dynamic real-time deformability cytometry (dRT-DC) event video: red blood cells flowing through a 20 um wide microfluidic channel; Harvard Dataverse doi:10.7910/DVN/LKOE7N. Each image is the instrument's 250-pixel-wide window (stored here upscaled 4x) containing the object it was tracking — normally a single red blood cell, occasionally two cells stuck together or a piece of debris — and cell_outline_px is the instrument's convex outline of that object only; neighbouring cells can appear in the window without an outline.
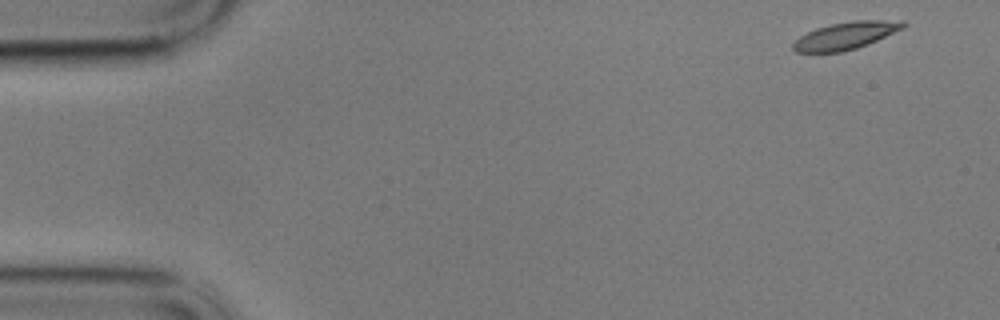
{"species": "common noctule bat (a hibernating species)", "species_latin": "Nyctalus noctula", "temperature_condition": "cold", "stored_images_in_passage": 13, "camera_frame_rate_fps": 3000, "um_per_image_px": 0.085, "animal": {"sex": "male", "body_mass_g": 17.9}, "frame": {"image": 1, "passage_image": 1, "time_ms": 0.0, "image_size_px": [1000, 320], "cell_outline_px": [[908, 24], [904, 28], [868, 44], [856, 48], [840, 52], [796, 52], [792, 48], [792, 44], [800, 36], [816, 28], [832, 24], [852, 20], [904, 20]], "centroid_in_image_um": [71.92, 3.01], "position_along_channel_um": 13.1, "area_um2": 17.51}}